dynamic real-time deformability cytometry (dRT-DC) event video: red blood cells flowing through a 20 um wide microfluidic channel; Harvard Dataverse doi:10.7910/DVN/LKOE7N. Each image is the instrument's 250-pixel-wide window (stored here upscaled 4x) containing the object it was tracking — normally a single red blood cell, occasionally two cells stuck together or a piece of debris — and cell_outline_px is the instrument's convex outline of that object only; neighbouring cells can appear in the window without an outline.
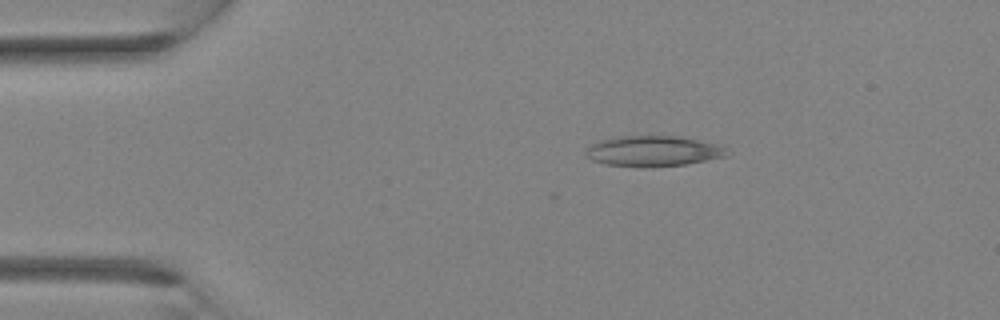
{"species": "Egyptian fruit bat (a non-hibernating species)", "species_latin": "Rousettus aegyptiacus", "temperature_condition": "room temperature", "stored_images_in_passage": 28, "camera_frame_rate_fps": 3000, "um_per_image_px": 0.085, "animal": {"sex": "female"}, "frame": {"image": 1, "passage_image": 1, "time_ms": 0.0, "image_size_px": [1000, 320], "cell_outline_px": [[728, 156], [684, 164], [648, 168], [644, 168], [604, 164], [592, 160], [584, 152], [592, 144], [600, 140], [620, 136], [680, 136], [720, 144], [728, 148]], "centroid_in_image_um": [55.56, 12.85], "position_along_channel_um": 29.4, "area_um2": 25.37}}
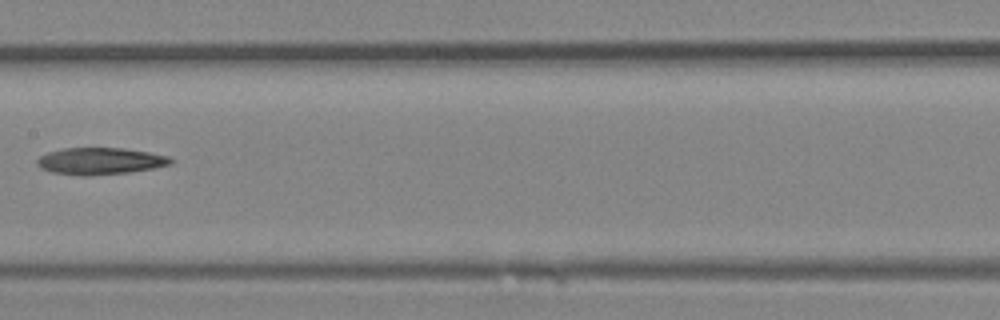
{"frame": {"image": 2, "passage_image": 12, "time_ms": 3.667, "image_size_px": [1000, 320], "cell_outline_px": [[176, 160], [172, 164], [152, 168], [128, 172], [88, 176], [80, 176], [52, 172], [40, 168], [36, 164], [36, 160], [40, 156], [48, 152], [64, 148], [124, 148], [148, 152], [168, 156]], "centroid_in_image_um": [8.51, 13.69], "position_along_channel_um": 198.9, "area_um2": 20.98}}
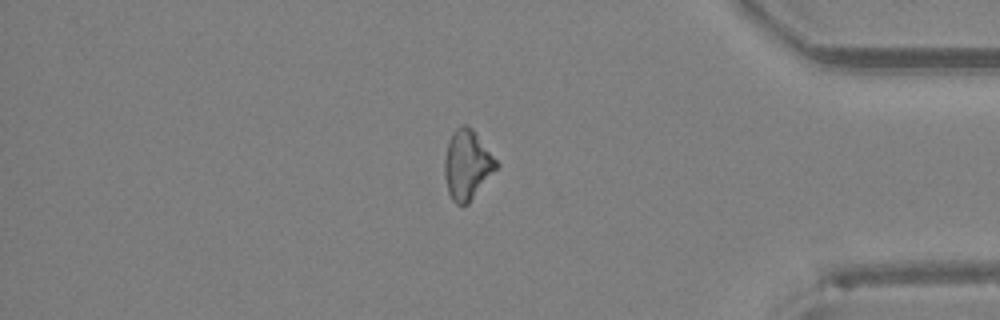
{"frame": {"image": 3, "passage_image": 23, "time_ms": 7.333, "image_size_px": [1000, 320], "cell_outline_px": [[500, 164], [468, 204], [456, 204], [452, 200], [448, 192], [444, 176], [444, 160], [448, 144], [452, 132], [460, 124], [468, 124], [472, 128]], "centroid_in_image_um": [39.7, 13.99], "position_along_channel_um": 395.5, "area_um2": 20.92}}